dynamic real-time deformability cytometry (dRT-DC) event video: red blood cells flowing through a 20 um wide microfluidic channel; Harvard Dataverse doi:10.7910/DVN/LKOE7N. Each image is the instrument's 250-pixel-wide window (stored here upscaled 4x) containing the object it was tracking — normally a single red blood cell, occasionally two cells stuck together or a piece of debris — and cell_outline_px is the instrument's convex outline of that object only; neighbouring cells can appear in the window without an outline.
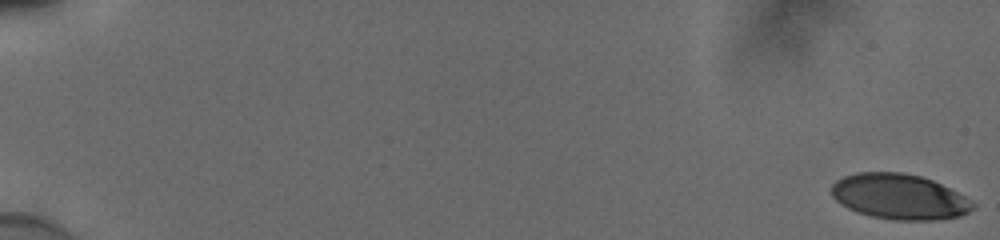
{"species": "human", "species_latin": "Homo sapiens", "temperature_condition": "cold", "stored_images_in_passage": 56, "camera_frame_rate_fps": 3000, "um_per_image_px": 0.085, "donor": {"sex": "male"}, "frame": {"image": 1, "passage_image": 1, "time_ms": 0.0, "image_size_px": [1000, 240], "cell_outline_px": [[976, 208], [960, 216], [936, 220], [892, 220], [872, 216], [848, 208], [840, 204], [832, 196], [832, 184], [836, 180], [844, 176], [856, 172], [900, 172], [920, 176], [932, 180], [972, 200], [976, 204]], "centroid_in_image_um": [76.45, 16.72], "position_along_channel_um": 8.5, "area_um2": 37.34}}
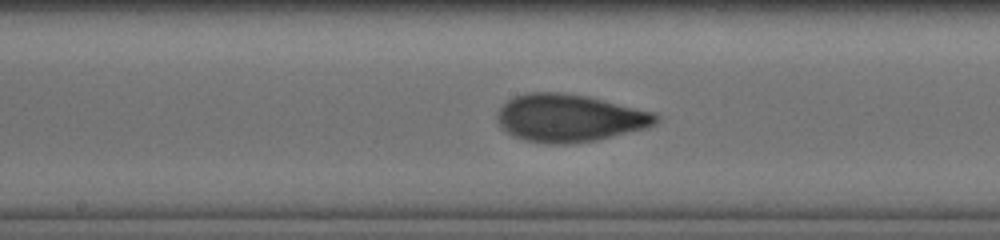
{"frame": {"image": 2, "passage_image": 32, "time_ms": 10.333, "image_size_px": [1000, 240], "cell_outline_px": [[660, 120], [656, 124], [648, 128], [596, 140], [568, 144], [548, 144], [524, 140], [512, 136], [496, 120], [496, 116], [500, 108], [508, 100], [516, 96], [528, 92], [560, 92], [588, 96], [656, 112], [660, 116]], "centroid_in_image_um": [48.45, 10.03], "position_along_channel_um": 199.7, "area_um2": 44.33}}
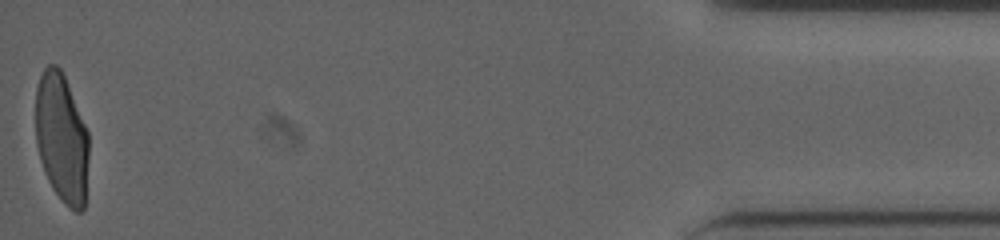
{"frame": {"image": 3, "passage_image": 56, "time_ms": 18.333, "image_size_px": [1000, 240], "cell_outline_px": [[88, 160], [84, 208], [80, 212], [76, 212], [68, 208], [52, 188], [44, 172], [40, 160], [36, 144], [36, 88], [40, 76], [44, 68], [48, 64], [56, 64], [60, 68], [64, 76], [88, 132]], "centroid_in_image_um": [5.23, 11.75], "position_along_channel_um": 430.0, "area_um2": 40.06}, "authors_computed_cell_mechanics": {"area_um2": 41.4137, "velocity_mm_per_s": 3.8706, "shape_relaxation_time_tau1_ms": 5.7388, "shape_relaxation_time_tau2_ms": 0.8409, "deformation_change_tau1": 0.2046, "deformation_change_tau2": 0.0642}}